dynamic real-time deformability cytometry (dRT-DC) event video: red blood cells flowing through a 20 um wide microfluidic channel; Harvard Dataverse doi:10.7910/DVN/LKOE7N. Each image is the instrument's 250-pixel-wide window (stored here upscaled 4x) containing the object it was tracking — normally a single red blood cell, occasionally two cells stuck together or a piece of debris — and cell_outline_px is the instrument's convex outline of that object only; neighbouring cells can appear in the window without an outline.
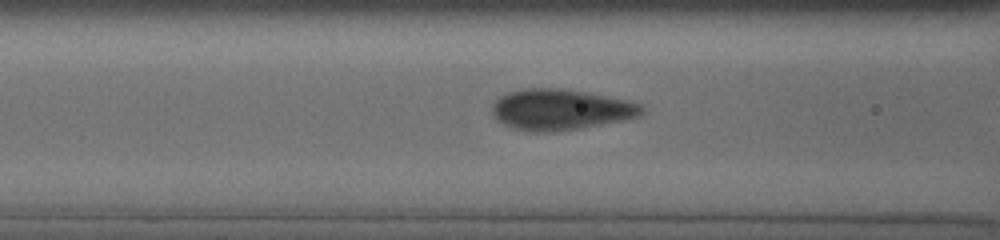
{"species": "human", "species_latin": "Homo sapiens", "temperature_condition": "cold", "stored_images_in_passage": 11, "camera_frame_rate_fps": 3000, "um_per_image_px": 0.085, "donor": {"sex": "male"}, "frame": {"image": 1, "passage_image": 9, "time_ms": 2.0, "image_size_px": [1000, 240], "cell_outline_px": [[644, 112], [640, 116], [624, 120], [580, 128], [552, 132], [532, 132], [516, 128], [504, 124], [496, 120], [492, 112], [492, 104], [500, 96], [508, 92], [524, 88], [552, 88], [584, 92], [624, 100], [640, 104], [644, 108]], "centroid_in_image_um": [47.62, 9.32], "position_along_channel_um": 119.0, "area_um2": 35.26}}